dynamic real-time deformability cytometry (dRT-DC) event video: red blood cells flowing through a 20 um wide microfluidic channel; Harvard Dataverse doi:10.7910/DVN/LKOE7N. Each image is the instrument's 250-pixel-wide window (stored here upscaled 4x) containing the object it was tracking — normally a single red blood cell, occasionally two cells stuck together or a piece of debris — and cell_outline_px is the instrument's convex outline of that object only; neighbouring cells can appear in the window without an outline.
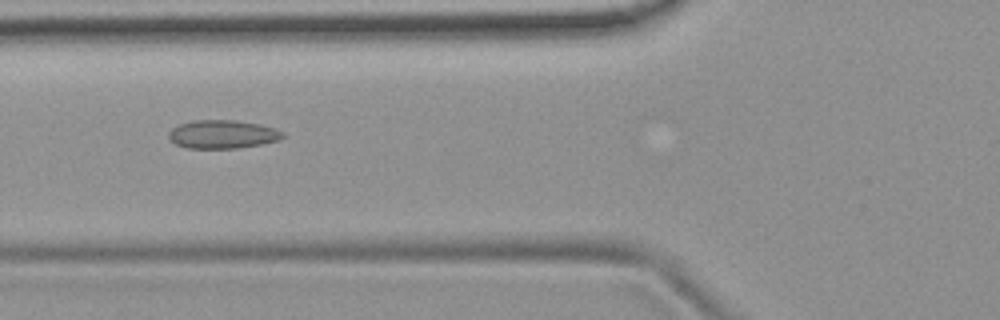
{"species": "common noctule bat (a hibernating species)", "species_latin": "Nyctalus noctula", "temperature_condition": "room temperature", "stored_images_in_passage": 53, "camera_frame_rate_fps": 3000, "um_per_image_px": 0.085, "animal": {"sex": "female", "body_mass_g": 19.9}, "frame": {"image": 1, "passage_image": 20, "time_ms": 6.333, "image_size_px": [1000, 320], "cell_outline_px": [[284, 136], [280, 140], [260, 144], [236, 148], [188, 148], [176, 144], [168, 136], [168, 132], [172, 128], [180, 124], [192, 120], [236, 120], [260, 124], [284, 132]], "centroid_in_image_um": [18.91, 11.4], "position_along_channel_um": 106.9, "area_um2": 18.79}}
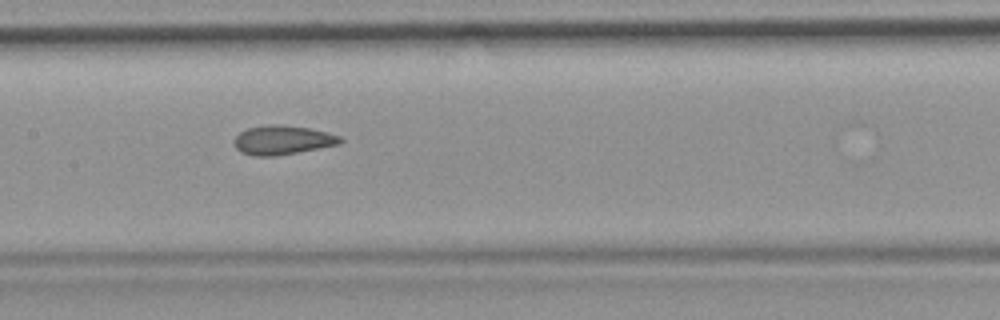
{"frame": {"image": 2, "passage_image": 26, "time_ms": 8.333, "image_size_px": [1000, 320], "cell_outline_px": [[344, 140], [340, 144], [276, 156], [252, 156], [240, 152], [236, 148], [236, 136], [240, 132], [248, 128], [272, 124], [280, 124], [308, 128], [328, 132], [340, 136]], "centroid_in_image_um": [24.04, 11.91], "position_along_channel_um": 183.4, "area_um2": 17.92}}
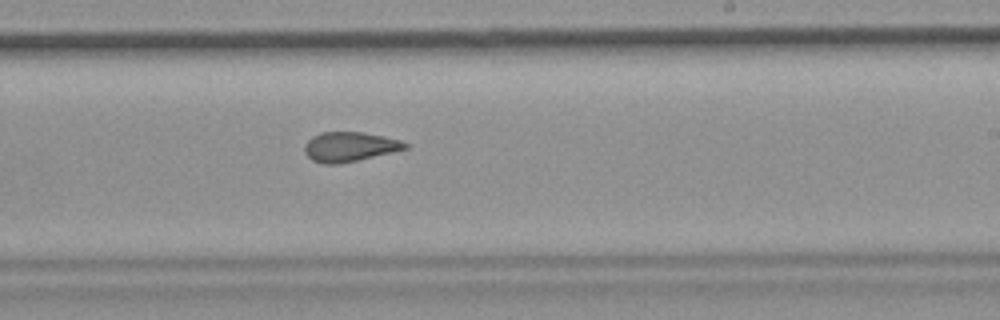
{"frame": {"image": 3, "passage_image": 32, "time_ms": 10.333, "image_size_px": [1000, 320], "cell_outline_px": [[408, 148], [392, 152], [340, 164], [324, 164], [312, 160], [304, 152], [304, 144], [312, 136], [320, 132], [364, 132], [384, 136], [400, 140], [408, 144]], "centroid_in_image_um": [29.69, 12.47], "position_along_channel_um": 259.3, "area_um2": 17.4}, "authors_computed_cell_mechanics": {"area_um2": 18.1492, "velocity_mm_per_s": 3.8198, "shape_relaxation_time_tau1_ms": null, "shape_relaxation_time_tau2_ms": 2.5517, "deformation_change_tau1": null, "deformation_change_tau2": 0.0789}}